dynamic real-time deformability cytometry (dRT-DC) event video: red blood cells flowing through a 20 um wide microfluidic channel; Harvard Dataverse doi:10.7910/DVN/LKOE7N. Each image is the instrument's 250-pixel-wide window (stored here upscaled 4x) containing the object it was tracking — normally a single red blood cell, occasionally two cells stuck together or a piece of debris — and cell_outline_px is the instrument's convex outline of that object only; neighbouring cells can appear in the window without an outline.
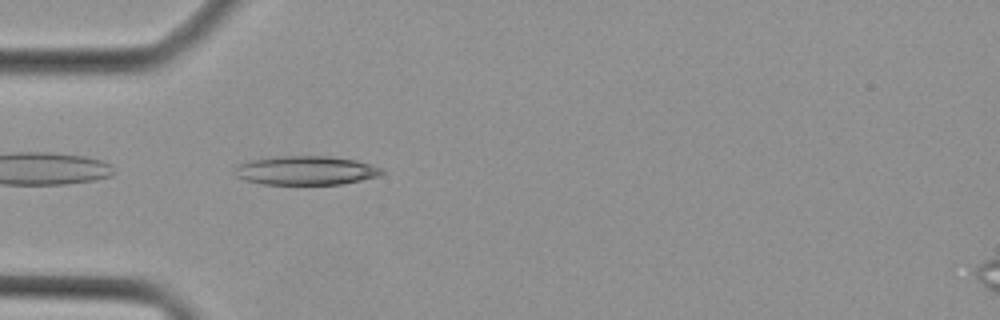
{"species": "Egyptian fruit bat (a non-hibernating species)", "species_latin": "Rousettus aegyptiacus", "temperature_condition": "cold", "stored_images_in_passage": 31, "camera_frame_rate_fps": 3000, "um_per_image_px": 0.085, "animal": {"sex": "female"}, "frame": {"image": 1, "passage_image": 1, "time_ms": 0.0, "image_size_px": [1000, 320], "cell_outline_px": [[384, 172], [380, 176], [340, 184], [264, 184], [248, 180], [236, 176], [236, 164], [252, 160], [276, 156], [328, 156], [356, 160], [372, 164], [384, 168]], "centroid_in_image_um": [26.05, 14.48], "position_along_channel_um": 58.9, "area_um2": 24.74}}
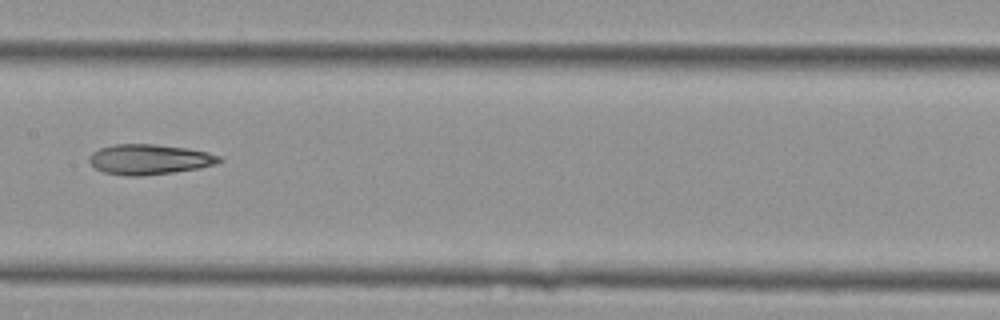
{"frame": {"image": 2, "passage_image": 10, "time_ms": 3.0, "image_size_px": [1000, 320], "cell_outline_px": [[224, 160], [216, 164], [200, 168], [172, 172], [140, 176], [128, 176], [104, 172], [96, 168], [88, 160], [88, 156], [92, 152], [100, 148], [116, 144], [156, 144], [188, 148], [208, 152], [220, 156]], "centroid_in_image_um": [12.72, 13.54], "position_along_channel_um": 194.7, "area_um2": 22.95}}
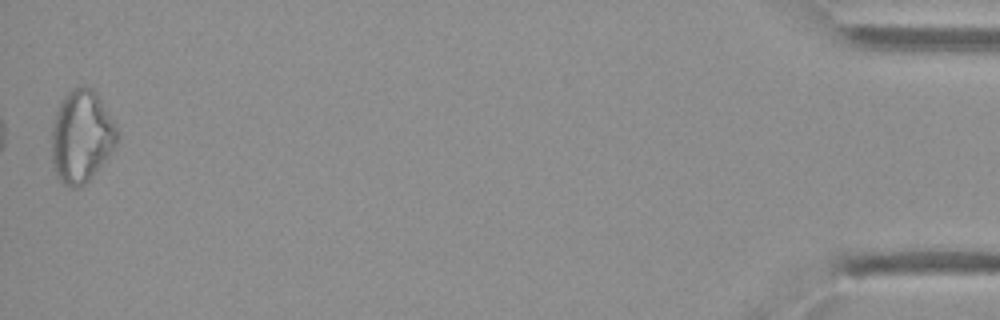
{"frame": {"image": 3, "passage_image": 31, "time_ms": 10.0, "image_size_px": [1000, 320], "cell_outline_px": [[116, 144], [108, 156], [96, 172], [84, 184], [76, 188], [68, 188], [56, 176], [52, 164], [52, 128], [56, 112], [64, 96], [72, 88], [84, 84], [92, 88], [96, 92], [116, 128]], "centroid_in_image_um": [6.89, 11.61], "position_along_channel_um": 428.3, "area_um2": 34.91}}